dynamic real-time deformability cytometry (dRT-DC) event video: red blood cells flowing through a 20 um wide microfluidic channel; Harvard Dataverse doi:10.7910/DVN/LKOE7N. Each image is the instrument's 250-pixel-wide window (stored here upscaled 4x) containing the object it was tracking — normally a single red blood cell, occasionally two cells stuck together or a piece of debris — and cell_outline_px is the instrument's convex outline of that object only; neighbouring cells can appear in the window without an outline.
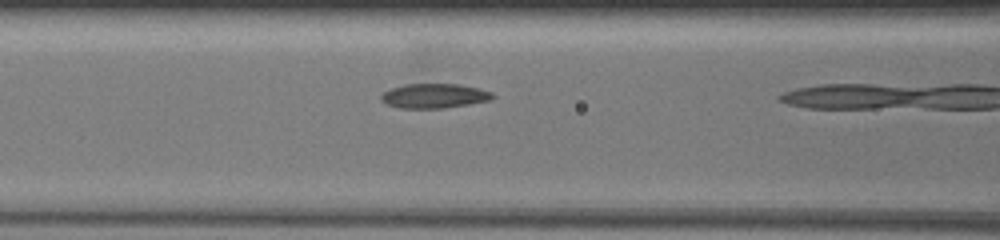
{"species": "common noctule bat (a hibernating species)", "species_latin": "Nyctalus noctula", "temperature_condition": "warm", "stored_images_in_passage": 10, "camera_frame_rate_fps": 3000, "um_per_image_px": 0.085, "animal": {"sex": "female", "body_mass_g": 19.5, "forearm_length_mm": 54.1}, "frame": {"image": 1, "passage_image": 9, "time_ms": 4.0, "image_size_px": [1000, 240], "cell_outline_px": [[496, 96], [492, 100], [468, 104], [440, 108], [400, 108], [388, 104], [380, 100], [380, 96], [384, 92], [392, 88], [404, 84], [456, 84], [476, 88], [492, 92]], "centroid_in_image_um": [36.91, 8.15], "position_along_channel_um": 129.7, "area_um2": 15.78}}